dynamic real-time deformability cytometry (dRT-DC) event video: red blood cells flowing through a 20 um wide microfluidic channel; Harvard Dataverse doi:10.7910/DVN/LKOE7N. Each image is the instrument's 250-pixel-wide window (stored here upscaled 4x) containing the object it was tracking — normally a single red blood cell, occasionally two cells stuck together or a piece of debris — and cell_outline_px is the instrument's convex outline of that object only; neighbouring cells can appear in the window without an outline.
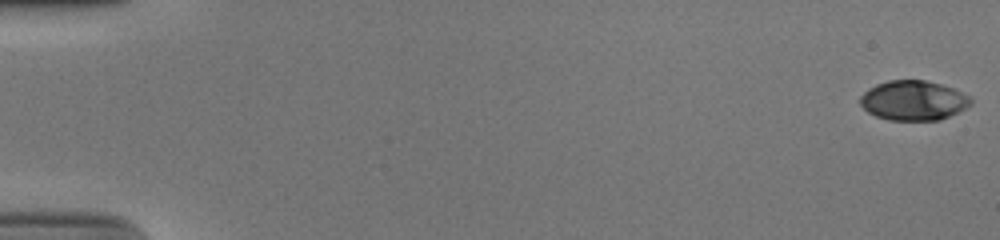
{"species": "human", "species_latin": "Homo sapiens", "temperature_condition": "cold", "stored_images_in_passage": 34, "camera_frame_rate_fps": 3000, "um_per_image_px": 0.085, "donor": {"sex": "male"}, "frame": {"image": 1, "passage_image": 1, "time_ms": 0.0, "image_size_px": [1000, 240], "cell_outline_px": [[972, 104], [940, 120], [888, 120], [876, 116], [868, 112], [860, 104], [860, 96], [868, 88], [876, 84], [888, 80], [924, 80], [940, 84], [952, 88], [968, 96], [972, 100]], "centroid_in_image_um": [77.6, 8.54], "position_along_channel_um": 7.4, "area_um2": 25.43}}
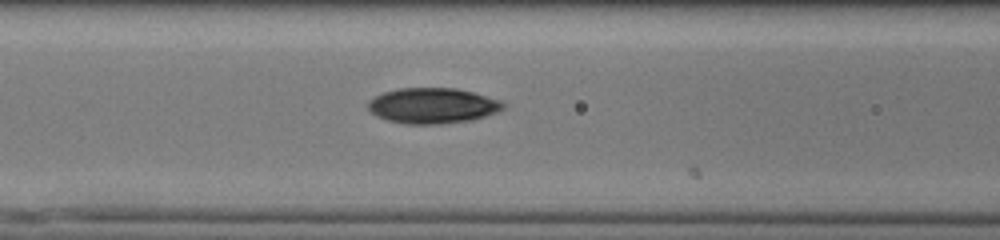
{"frame": {"image": 2, "passage_image": 24, "time_ms": 7.667, "image_size_px": [1000, 240], "cell_outline_px": [[504, 108], [496, 112], [472, 120], [440, 124], [404, 124], [388, 120], [376, 116], [368, 108], [368, 100], [384, 92], [400, 88], [456, 88], [472, 92], [500, 100], [504, 104]], "centroid_in_image_um": [36.75, 8.98], "position_along_channel_um": 129.8, "area_um2": 27.86}}
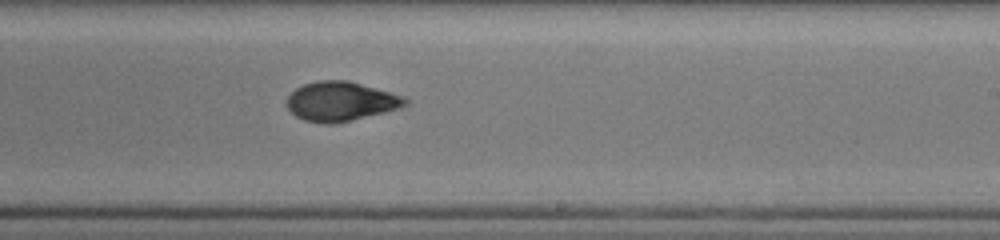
{"frame": {"image": 3, "passage_image": 34, "time_ms": 11.0, "image_size_px": [1000, 240], "cell_outline_px": [[408, 104], [400, 108], [352, 120], [332, 124], [324, 124], [304, 120], [296, 116], [288, 108], [288, 96], [296, 88], [304, 84], [320, 80], [348, 80], [404, 96], [408, 100]], "centroid_in_image_um": [28.98, 8.62], "position_along_channel_um": 260.0, "area_um2": 26.99}}